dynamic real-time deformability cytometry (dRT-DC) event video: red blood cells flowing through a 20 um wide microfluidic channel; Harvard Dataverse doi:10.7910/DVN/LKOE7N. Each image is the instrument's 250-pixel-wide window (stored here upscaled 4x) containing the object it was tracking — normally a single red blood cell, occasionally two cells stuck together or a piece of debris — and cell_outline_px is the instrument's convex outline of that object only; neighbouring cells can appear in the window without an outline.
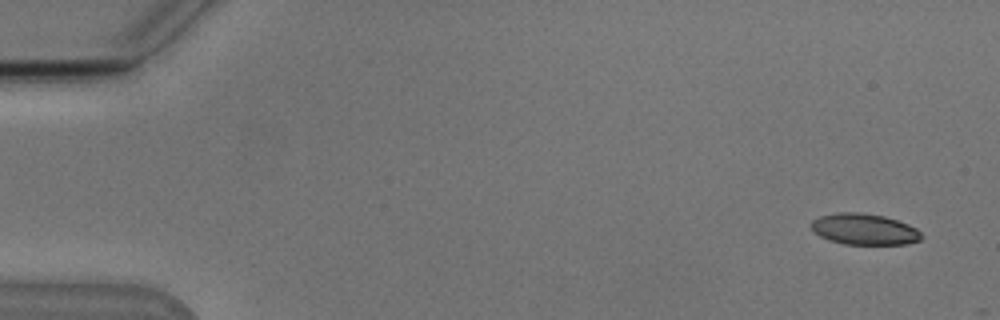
{"species": "Egyptian fruit bat (a non-hibernating species)", "species_latin": "Rousettus aegyptiacus", "temperature_condition": "cold", "stored_images_in_passage": 5, "camera_frame_rate_fps": 3000, "um_per_image_px": 0.085, "animal": {"sex": "male"}, "frame": {"image": 1, "passage_image": 1, "time_ms": 0.0, "image_size_px": [1000, 320], "cell_outline_px": [[924, 236], [920, 240], [908, 244], [844, 244], [828, 240], [820, 236], [812, 228], [812, 220], [820, 216], [840, 212], [860, 212], [884, 216], [908, 224], [916, 228]], "centroid_in_image_um": [73.49, 19.48], "position_along_channel_um": 11.5, "area_um2": 19.94}}